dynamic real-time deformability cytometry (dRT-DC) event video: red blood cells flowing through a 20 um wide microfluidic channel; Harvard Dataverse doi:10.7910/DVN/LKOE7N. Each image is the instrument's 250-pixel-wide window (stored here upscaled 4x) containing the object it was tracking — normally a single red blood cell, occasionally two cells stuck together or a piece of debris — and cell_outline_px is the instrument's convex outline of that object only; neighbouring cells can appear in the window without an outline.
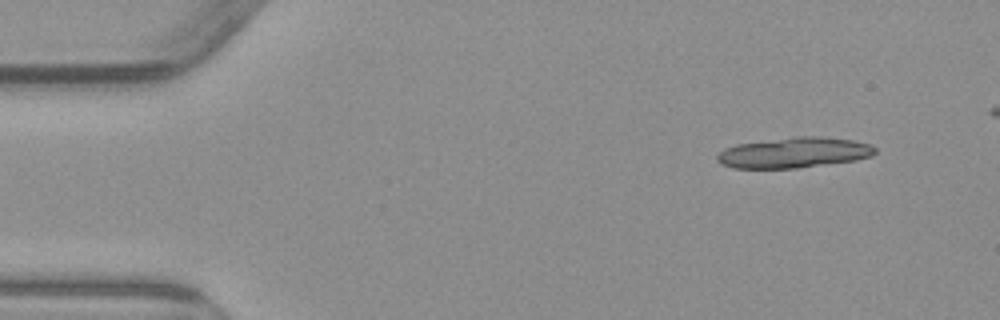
{"species": "common noctule bat (a hibernating species)", "species_latin": "Nyctalus noctula", "temperature_condition": "warm", "stored_images_in_passage": 5, "segment_of_instrument_passage": [1, 2], "camera_frame_rate_fps": 3000, "um_per_image_px": 0.085, "animal": {"sex": "male", "body_mass_g": 23.1, "forearm_length_mm": 52.7}, "frame": {"image": 1, "passage_image": 1, "time_ms": 0.0, "image_size_px": [1000, 320], "cell_outline_px": [[876, 152], [872, 156], [856, 160], [796, 168], [732, 168], [720, 164], [716, 160], [716, 156], [724, 148], [736, 144], [796, 136], [820, 136], [852, 140], [868, 144], [876, 148]], "centroid_in_image_um": [67.46, 12.97], "position_along_channel_um": 17.5, "area_um2": 28.09}}